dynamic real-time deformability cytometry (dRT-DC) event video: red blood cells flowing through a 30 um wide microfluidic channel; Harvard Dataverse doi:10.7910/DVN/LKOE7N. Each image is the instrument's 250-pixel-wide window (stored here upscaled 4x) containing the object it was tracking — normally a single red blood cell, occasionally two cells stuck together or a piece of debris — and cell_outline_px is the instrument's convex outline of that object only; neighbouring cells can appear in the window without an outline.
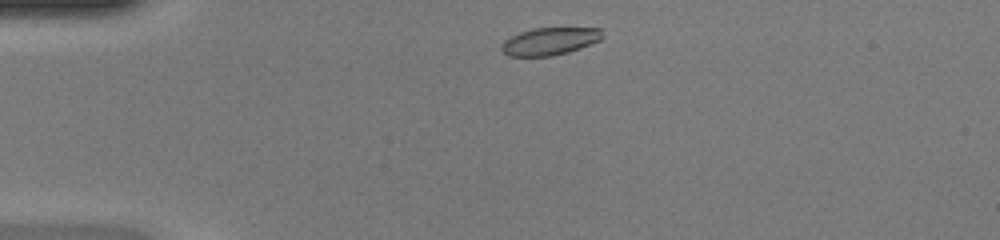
{"species": "common noctule bat (a hibernating species)", "species_latin": "Nyctalus noctula", "temperature_condition": "warm", "stored_images_in_passage": 39, "camera_frame_rate_fps": 3000, "um_per_image_px": 0.085, "animal": {"sex": "female", "body_mass_g": 20.0, "forearm_length_mm": 54.0}, "frame": {"image": 1, "passage_image": 2, "time_ms": 0.333, "image_size_px": [1000, 240], "cell_outline_px": [[604, 36], [600, 40], [580, 48], [568, 52], [552, 56], [508, 56], [500, 48], [500, 44], [504, 40], [520, 32], [532, 28], [600, 28]], "centroid_in_image_um": [46.71, 3.51], "position_along_channel_um": 38.3, "area_um2": 16.18}}
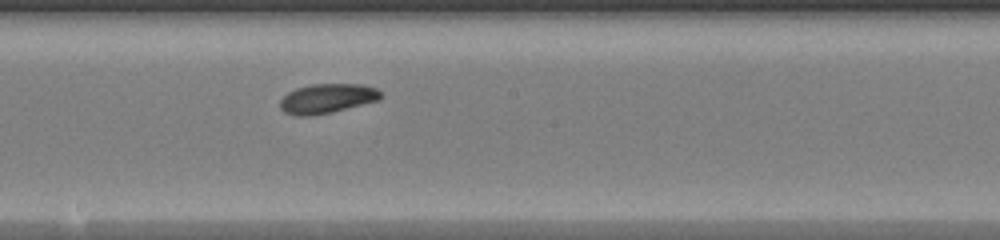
{"frame": {"image": 2, "passage_image": 18, "time_ms": 5.667, "image_size_px": [1000, 240], "cell_outline_px": [[384, 96], [380, 100], [332, 112], [312, 116], [296, 116], [284, 112], [280, 108], [280, 100], [288, 92], [296, 88], [312, 84], [360, 84], [376, 88]], "centroid_in_image_um": [27.81, 8.38], "position_along_channel_um": 220.4, "area_um2": 17.46}}
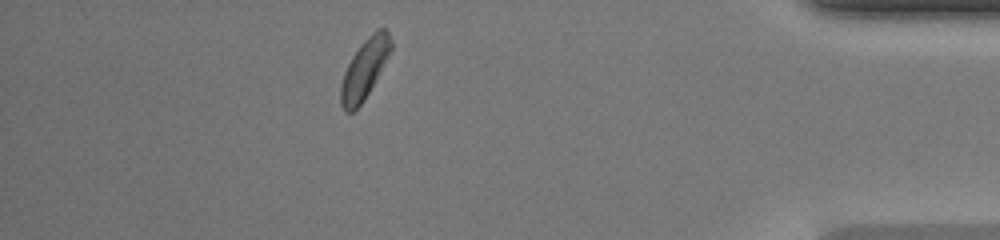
{"frame": {"image": 3, "passage_image": 34, "time_ms": 11.0, "image_size_px": [1000, 240], "cell_outline_px": [[392, 48], [364, 100], [352, 112], [344, 112], [340, 104], [340, 84], [344, 72], [352, 56], [360, 44], [376, 28], [384, 28], [388, 32], [392, 40]], "centroid_in_image_um": [30.96, 5.85], "position_along_channel_um": 404.2, "area_um2": 17.22}, "authors_computed_cell_mechanics": {"area_um2": 17.1088, "velocity_mm_per_s": 4.2383, "shape_relaxation_time_tau1_ms": 2.5887, "shape_relaxation_time_tau2_ms": null, "deformation_change_tau1": 0.1138, "deformation_change_tau2": null}}